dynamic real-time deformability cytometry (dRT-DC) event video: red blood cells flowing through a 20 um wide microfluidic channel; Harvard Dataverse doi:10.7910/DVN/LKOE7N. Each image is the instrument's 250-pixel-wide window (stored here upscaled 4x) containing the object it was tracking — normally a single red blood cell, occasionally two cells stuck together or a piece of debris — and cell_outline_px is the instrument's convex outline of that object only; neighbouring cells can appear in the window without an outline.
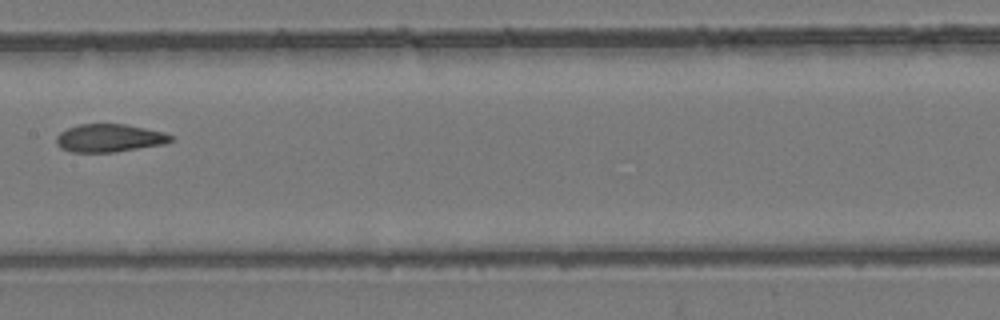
{"species": "common noctule bat (a hibernating species)", "species_latin": "Nyctalus noctula", "temperature_condition": "room temperature", "stored_images_in_passage": 10, "camera_frame_rate_fps": 3000, "um_per_image_px": 0.085, "animal": {"sex": "female", "body_mass_g": 24.6, "forearm_length_mm": 56.2}, "frame": {"image": 1, "passage_image": 9, "time_ms": 10.0, "image_size_px": [1000, 320], "cell_outline_px": [[176, 140], [164, 144], [116, 152], [72, 152], [60, 148], [56, 144], [56, 136], [60, 132], [68, 128], [80, 124], [124, 124], [164, 132], [172, 136]], "centroid_in_image_um": [9.3, 11.74], "position_along_channel_um": 198.1, "area_um2": 18.73}}
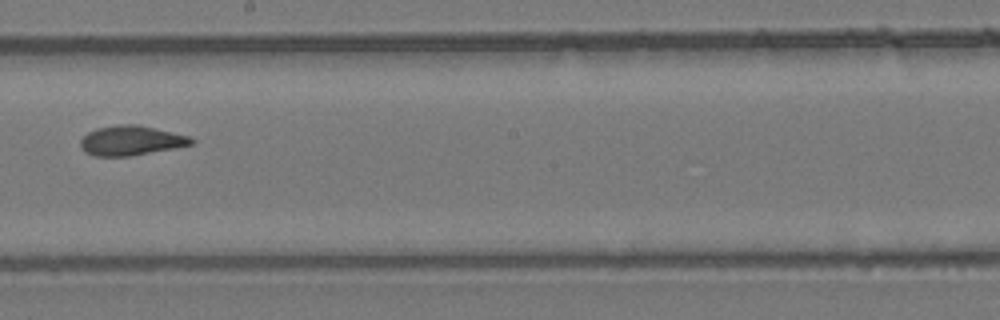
{"frame": {"image": 2, "passage_image": 10, "time_ms": 11.0, "image_size_px": [1000, 320], "cell_outline_px": [[196, 140], [192, 144], [172, 148], [128, 156], [92, 156], [84, 152], [80, 148], [80, 140], [88, 132], [96, 128], [116, 124], [140, 124], [188, 136]], "centroid_in_image_um": [11.08, 11.93], "position_along_channel_um": 237.1, "area_um2": 19.19}}